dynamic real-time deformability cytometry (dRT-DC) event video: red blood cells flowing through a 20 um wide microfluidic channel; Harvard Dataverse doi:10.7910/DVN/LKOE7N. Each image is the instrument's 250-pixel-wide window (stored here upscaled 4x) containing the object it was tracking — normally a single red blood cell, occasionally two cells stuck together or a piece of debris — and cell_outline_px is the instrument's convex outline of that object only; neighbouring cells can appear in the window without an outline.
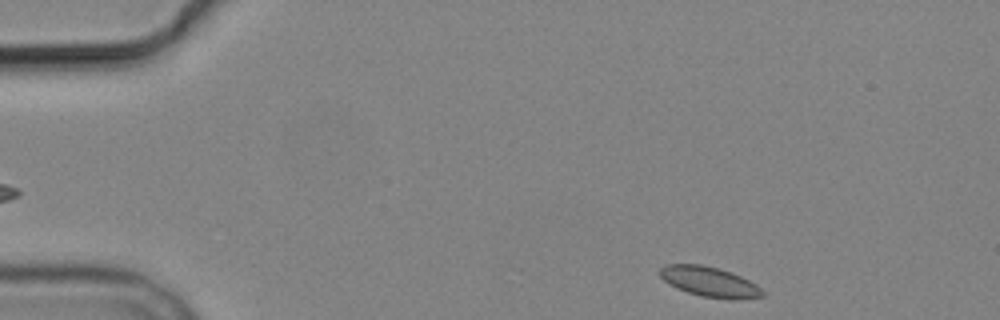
{"species": "common noctule bat (a hibernating species)", "species_latin": "Nyctalus noctula", "temperature_condition": "cold", "stored_images_in_passage": 3, "camera_frame_rate_fps": 3000, "um_per_image_px": 0.085, "animal": {"sex": "male", "body_mass_g": 19.2, "forearm_length_mm": 51.8}, "frame": {"image": 1, "passage_image": 3, "time_ms": 2.333, "image_size_px": [1000, 320], "cell_outline_px": [[764, 296], [700, 296], [676, 288], [668, 284], [660, 276], [660, 268], [668, 264], [700, 264], [716, 268], [740, 276], [756, 284], [764, 292]], "centroid_in_image_um": [60.19, 23.89], "position_along_channel_um": 24.8, "area_um2": 16.88}}